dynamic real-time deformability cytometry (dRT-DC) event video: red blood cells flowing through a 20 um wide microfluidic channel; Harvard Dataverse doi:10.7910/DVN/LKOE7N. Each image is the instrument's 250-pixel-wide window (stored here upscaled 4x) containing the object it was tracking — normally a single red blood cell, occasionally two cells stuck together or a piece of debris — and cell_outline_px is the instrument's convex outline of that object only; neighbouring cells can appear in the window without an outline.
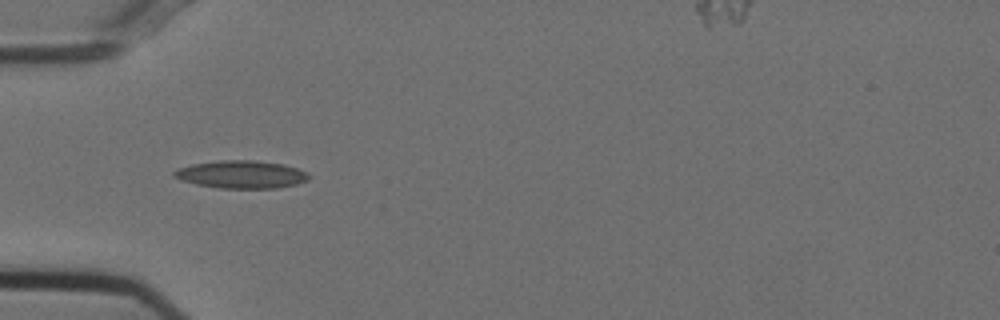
{"species": "Egyptian fruit bat (a non-hibernating species)", "species_latin": "Rousettus aegyptiacus", "temperature_condition": "cold", "stored_images_in_passage": 39, "segment_of_instrument_passage": [1, 2], "camera_frame_rate_fps": 3000, "um_per_image_px": 0.085, "animal": {"sex": "female"}, "frame": {"image": 1, "passage_image": 1, "time_ms": 0.0, "image_size_px": [1000, 320], "cell_outline_px": [[312, 176], [308, 180], [296, 184], [276, 188], [220, 188], [196, 184], [180, 180], [172, 176], [172, 172], [176, 168], [192, 164], [220, 160], [252, 160], [284, 164], [308, 172]], "centroid_in_image_um": [20.5, 14.82], "position_along_channel_um": 64.5, "area_um2": 21.96}}
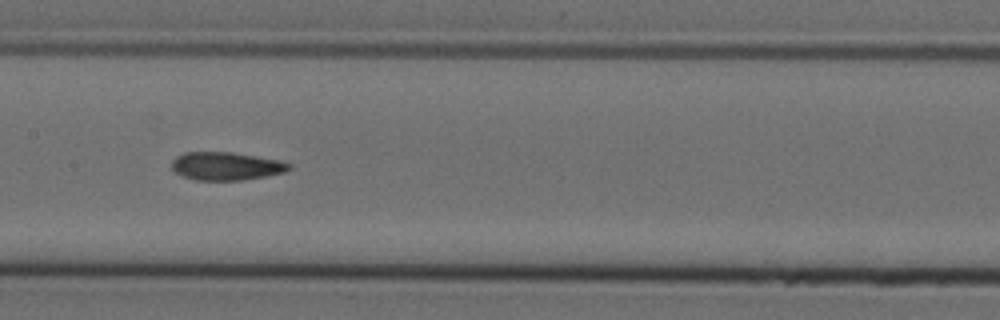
{"frame": {"image": 2, "passage_image": 11, "time_ms": 3.333, "image_size_px": [1000, 320], "cell_outline_px": [[292, 168], [284, 172], [244, 180], [196, 180], [184, 176], [176, 172], [172, 168], [172, 160], [176, 156], [184, 152], [232, 152], [256, 156], [276, 160], [292, 164]], "centroid_in_image_um": [19.21, 14.11], "position_along_channel_um": 188.2, "area_um2": 19.07}}
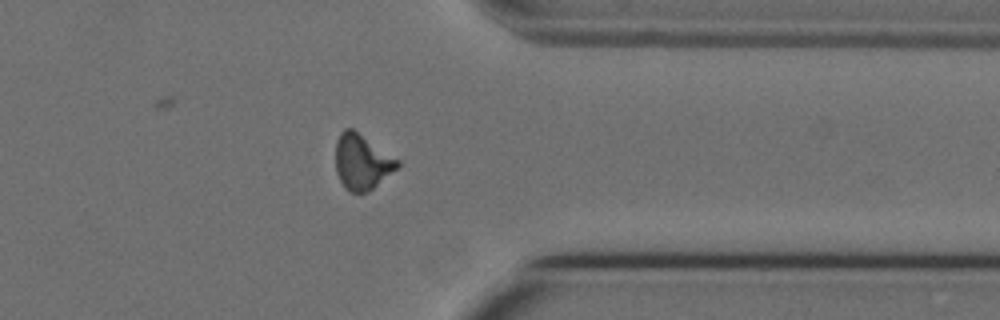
{"frame": {"image": 3, "passage_image": 27, "time_ms": 8.667, "image_size_px": [1000, 320], "cell_outline_px": [[400, 164], [396, 168], [368, 192], [348, 192], [344, 188], [336, 172], [336, 140], [340, 132], [344, 128], [352, 128], [400, 160]], "centroid_in_image_um": [30.74, 13.75], "position_along_channel_um": 380.7, "area_um2": 19.83}}